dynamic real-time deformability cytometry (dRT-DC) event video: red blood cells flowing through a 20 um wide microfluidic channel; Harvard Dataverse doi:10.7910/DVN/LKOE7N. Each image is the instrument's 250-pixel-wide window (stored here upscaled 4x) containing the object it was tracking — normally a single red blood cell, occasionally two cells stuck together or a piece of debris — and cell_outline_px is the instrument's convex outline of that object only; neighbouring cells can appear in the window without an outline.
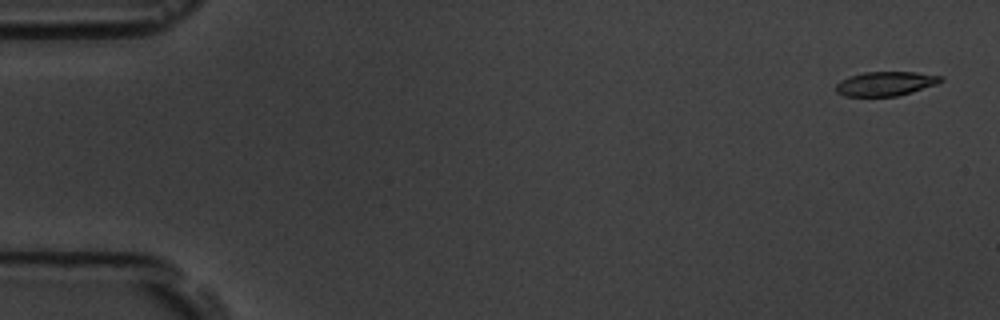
{"species": "common noctule bat (a hibernating species)", "species_latin": "Nyctalus noctula", "temperature_condition": "room temperature", "stored_images_in_passage": 7, "camera_frame_rate_fps": 3000, "um_per_image_px": 0.085, "animal": {"sex": "male", "body_mass_g": 19.5, "forearm_length_mm": 54.6}, "frame": {"image": 1, "passage_image": 1, "time_ms": 0.0, "image_size_px": [1000, 320], "cell_outline_px": [[944, 80], [936, 84], [912, 92], [896, 96], [844, 96], [836, 92], [836, 84], [840, 80], [848, 76], [864, 72], [916, 72], [944, 76]], "centroid_in_image_um": [75.27, 7.1], "position_along_channel_um": 9.7, "area_um2": 14.91}}
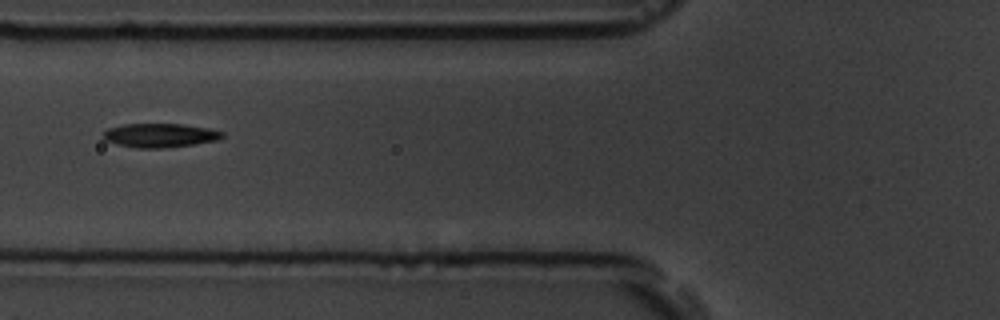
{"frame": {"image": 2, "passage_image": 7, "time_ms": 6.667, "image_size_px": [1000, 320], "cell_outline_px": [[224, 136], [216, 140], [192, 144], [164, 148], [136, 148], [116, 144], [104, 140], [104, 132], [108, 128], [124, 124], [184, 124], [208, 128], [224, 132]], "centroid_in_image_um": [13.58, 11.5], "position_along_channel_um": 112.2, "area_um2": 16.53}}